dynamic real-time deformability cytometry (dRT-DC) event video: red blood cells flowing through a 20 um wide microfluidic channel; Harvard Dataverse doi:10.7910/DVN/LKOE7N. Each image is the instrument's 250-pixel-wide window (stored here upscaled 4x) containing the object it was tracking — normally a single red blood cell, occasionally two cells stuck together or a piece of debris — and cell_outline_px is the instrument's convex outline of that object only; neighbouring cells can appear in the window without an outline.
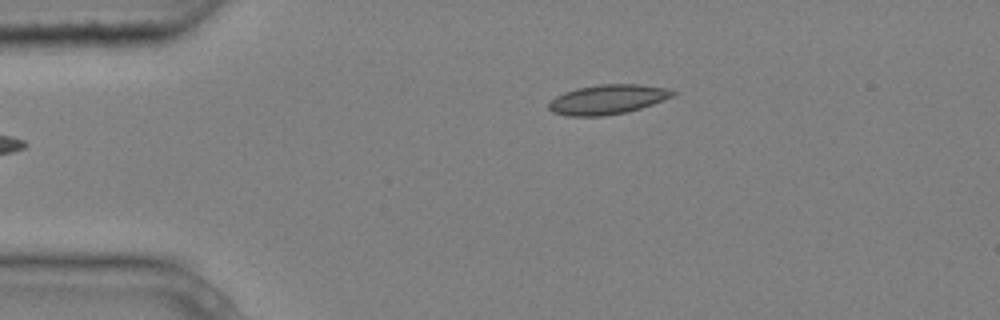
{"species": "common noctule bat (a hibernating species)", "species_latin": "Nyctalus noctula", "temperature_condition": "cold", "stored_images_in_passage": 5, "camera_frame_rate_fps": 3000, "um_per_image_px": 0.085, "animal": {"sex": "male", "body_mass_g": 20.4}, "frame": {"image": 1, "passage_image": 5, "time_ms": 1.333, "image_size_px": [1000, 320], "cell_outline_px": [[676, 92], [672, 96], [652, 104], [640, 108], [624, 112], [604, 116], [568, 116], [552, 112], [548, 108], [548, 104], [556, 96], [564, 92], [576, 88], [600, 84], [640, 84], [668, 88]], "centroid_in_image_um": [51.62, 8.44], "position_along_channel_um": 33.4, "area_um2": 21.27}}